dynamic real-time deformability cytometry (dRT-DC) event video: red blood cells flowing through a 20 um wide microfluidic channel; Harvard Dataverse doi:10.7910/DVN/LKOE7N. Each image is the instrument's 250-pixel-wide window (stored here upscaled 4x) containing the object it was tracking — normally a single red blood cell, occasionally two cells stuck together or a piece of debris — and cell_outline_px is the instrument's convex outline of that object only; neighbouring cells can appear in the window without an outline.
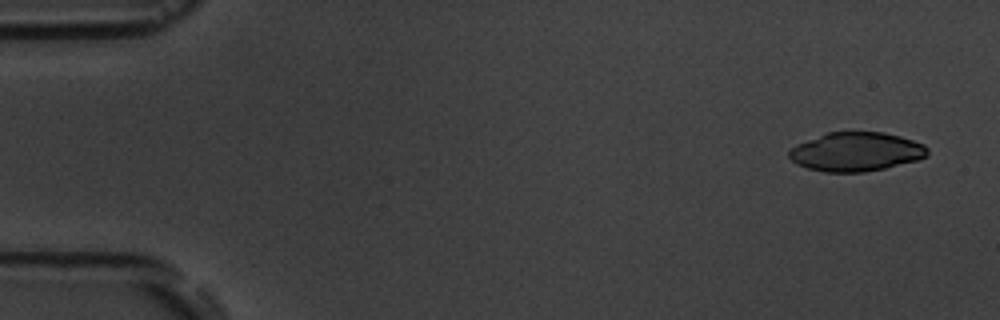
{"species": "common noctule bat (a hibernating species)", "species_latin": "Nyctalus noctula", "temperature_condition": "room temperature", "stored_images_in_passage": 5, "camera_frame_rate_fps": 3000, "um_per_image_px": 0.085, "animal": {"sex": "male", "body_mass_g": 19.5, "forearm_length_mm": 54.6}, "frame": {"image": 1, "passage_image": 1, "time_ms": 0.0, "image_size_px": [1000, 320], "cell_outline_px": [[928, 156], [916, 160], [884, 168], [864, 172], [824, 172], [808, 168], [796, 164], [788, 156], [788, 152], [796, 144], [828, 132], [884, 132], [900, 136], [924, 144], [928, 148]], "centroid_in_image_um": [72.76, 12.9], "position_along_channel_um": 12.2, "area_um2": 31.33}}